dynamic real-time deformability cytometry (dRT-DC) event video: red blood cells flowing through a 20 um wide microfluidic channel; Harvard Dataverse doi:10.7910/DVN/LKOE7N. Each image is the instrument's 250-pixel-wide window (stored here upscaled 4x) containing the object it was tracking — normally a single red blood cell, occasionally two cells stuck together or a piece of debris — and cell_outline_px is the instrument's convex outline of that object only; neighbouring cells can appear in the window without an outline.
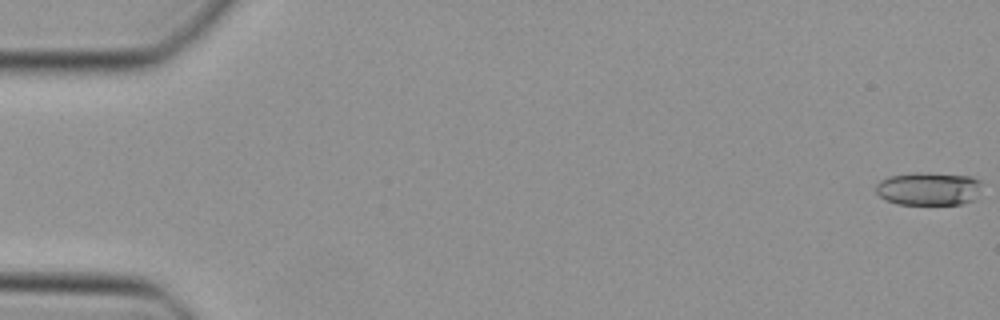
{"species": "Egyptian fruit bat (a non-hibernating species)", "species_latin": "Rousettus aegyptiacus", "temperature_condition": "cold", "stored_images_in_passage": 48, "camera_frame_rate_fps": 3000, "um_per_image_px": 0.085, "animal": {"sex": "female"}, "frame": {"image": 1, "passage_image": 1, "time_ms": 0.0, "image_size_px": [1000, 320], "cell_outline_px": [[980, 184], [976, 200], [960, 204], [896, 204], [884, 200], [876, 192], [876, 184], [880, 180], [888, 176], [916, 172], [920, 172], [968, 176], [980, 180]], "centroid_in_image_um": [78.89, 16.05], "position_along_channel_um": 6.1, "area_um2": 20.58}}
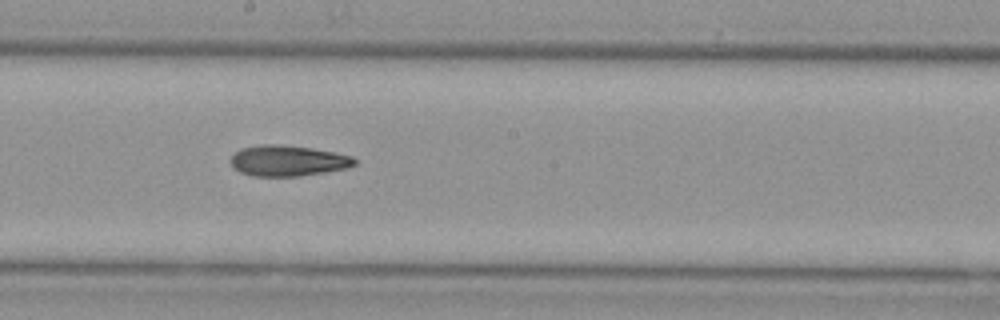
{"frame": {"image": 2, "passage_image": 27, "time_ms": 8.667, "image_size_px": [1000, 320], "cell_outline_px": [[356, 164], [348, 168], [300, 176], [252, 176], [240, 172], [232, 168], [232, 156], [240, 148], [260, 144], [280, 144], [312, 148], [336, 152], [352, 156], [356, 160]], "centroid_in_image_um": [24.48, 13.65], "position_along_channel_um": 223.7, "area_um2": 22.37}}
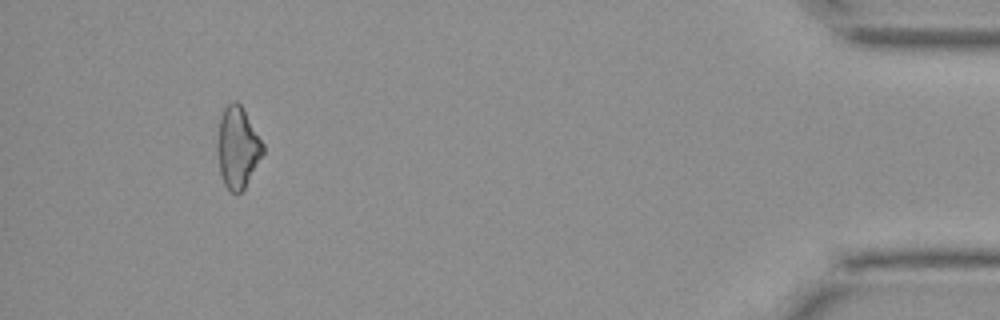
{"frame": {"image": 3, "passage_image": 45, "time_ms": 14.667, "image_size_px": [1000, 320], "cell_outline_px": [[264, 152], [244, 188], [240, 192], [232, 192], [224, 184], [220, 172], [216, 148], [216, 140], [220, 116], [224, 108], [232, 100], [236, 100], [240, 104], [264, 144]], "centroid_in_image_um": [20.17, 12.5], "position_along_channel_um": 415.0, "area_um2": 21.5}}